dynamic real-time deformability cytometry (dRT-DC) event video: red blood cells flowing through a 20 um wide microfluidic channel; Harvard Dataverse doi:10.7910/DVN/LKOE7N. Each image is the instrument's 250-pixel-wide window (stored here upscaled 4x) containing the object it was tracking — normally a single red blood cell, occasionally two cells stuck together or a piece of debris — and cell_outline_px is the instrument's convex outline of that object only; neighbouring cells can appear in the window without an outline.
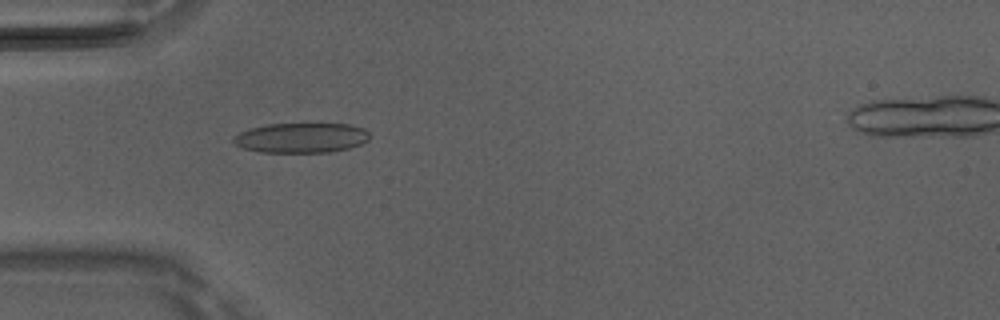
{"species": "Egyptian fruit bat (a non-hibernating species)", "species_latin": "Rousettus aegyptiacus", "temperature_condition": "room temperature", "stored_images_in_passage": 4, "camera_frame_rate_fps": 3000, "um_per_image_px": 0.085, "animal": {"sex": "male"}, "frame": {"image": 1, "passage_image": 4, "time_ms": 1.0, "image_size_px": [1000, 320], "cell_outline_px": [[368, 140], [360, 144], [348, 148], [328, 152], [260, 152], [244, 148], [236, 144], [232, 140], [232, 136], [240, 132], [252, 128], [268, 124], [352, 124], [364, 128], [368, 132]], "centroid_in_image_um": [25.6, 11.71], "position_along_channel_um": 59.4, "area_um2": 23.58}}